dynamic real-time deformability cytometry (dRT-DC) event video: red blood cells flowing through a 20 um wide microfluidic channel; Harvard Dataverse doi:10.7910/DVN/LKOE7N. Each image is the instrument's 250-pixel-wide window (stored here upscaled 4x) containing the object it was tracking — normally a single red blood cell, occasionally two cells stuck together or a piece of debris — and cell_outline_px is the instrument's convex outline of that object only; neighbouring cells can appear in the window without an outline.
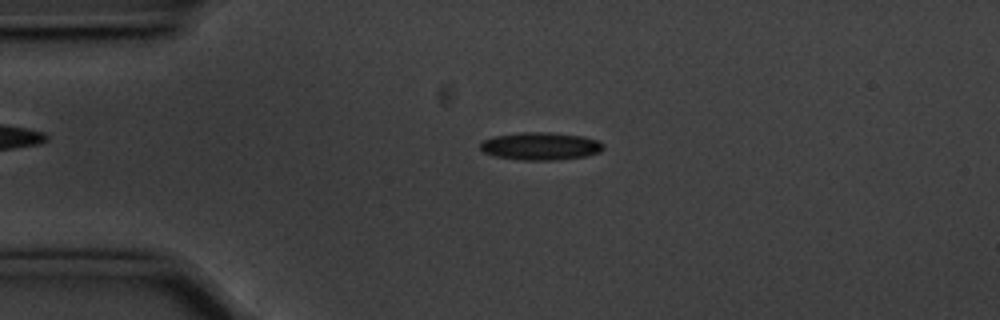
{"species": "common noctule bat (a hibernating species)", "species_latin": "Nyctalus noctula", "temperature_condition": "cold", "stored_images_in_passage": 47, "camera_frame_rate_fps": 3000, "um_per_image_px": 0.085, "animal": {"sex": "male", "body_mass_g": 20.1, "forearm_length_mm": 53.5}, "frame": {"image": 1, "passage_image": 4, "time_ms": 1.0, "image_size_px": [1000, 320], "cell_outline_px": [[604, 148], [600, 152], [588, 156], [556, 160], [524, 160], [496, 156], [484, 152], [480, 148], [480, 144], [484, 140], [496, 136], [520, 132], [552, 132], [584, 136], [596, 140], [604, 144]], "centroid_in_image_um": [46.0, 12.42], "position_along_channel_um": 39.0, "area_um2": 19.88}}
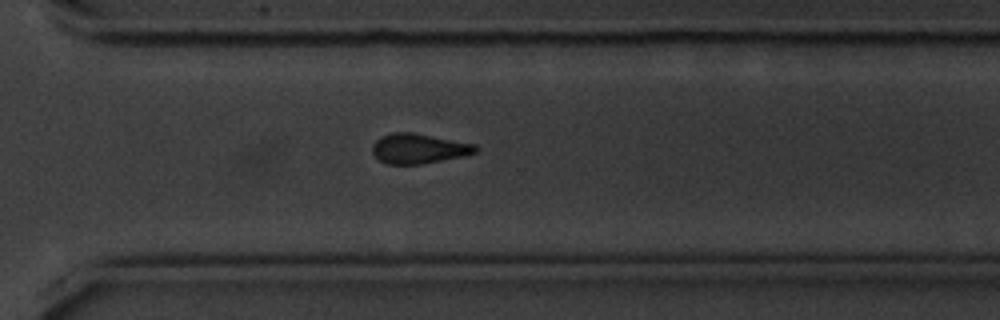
{"frame": {"image": 2, "passage_image": 31, "time_ms": 10.0, "image_size_px": [1000, 320], "cell_outline_px": [[480, 148], [476, 152], [464, 156], [420, 164], [388, 164], [380, 160], [372, 152], [372, 144], [380, 136], [392, 132], [412, 132], [476, 144]], "centroid_in_image_um": [35.59, 12.62], "position_along_channel_um": 335.0, "area_um2": 18.03}}
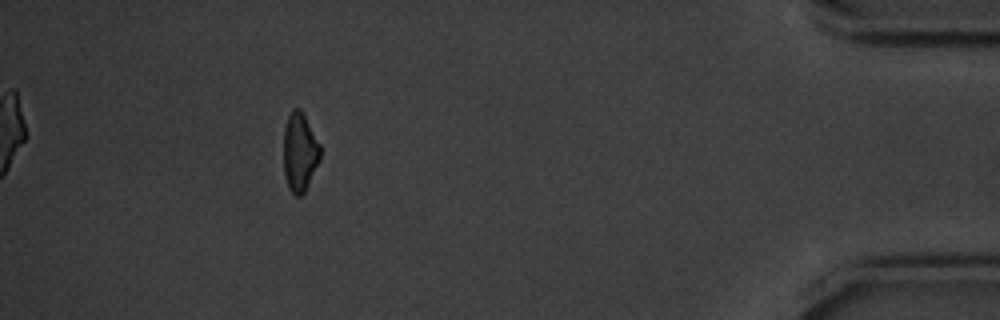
{"frame": {"image": 3, "passage_image": 42, "time_ms": 13.667, "image_size_px": [1000, 320], "cell_outline_px": [[320, 160], [304, 192], [300, 196], [296, 196], [288, 188], [284, 172], [284, 128], [288, 116], [292, 108], [300, 108], [320, 144]], "centroid_in_image_um": [25.47, 12.92], "position_along_channel_um": 409.7, "area_um2": 16.7}, "authors_computed_cell_mechanics": {"area_um2": 18.4382, "velocity_mm_per_s": 3.5701, "shape_relaxation_time_tau1_ms": 3.3656, "shape_relaxation_time_tau2_ms": 5.7571, "deformation_change_tau1": 0.1118, "deformation_change_tau2": 0.1488}}